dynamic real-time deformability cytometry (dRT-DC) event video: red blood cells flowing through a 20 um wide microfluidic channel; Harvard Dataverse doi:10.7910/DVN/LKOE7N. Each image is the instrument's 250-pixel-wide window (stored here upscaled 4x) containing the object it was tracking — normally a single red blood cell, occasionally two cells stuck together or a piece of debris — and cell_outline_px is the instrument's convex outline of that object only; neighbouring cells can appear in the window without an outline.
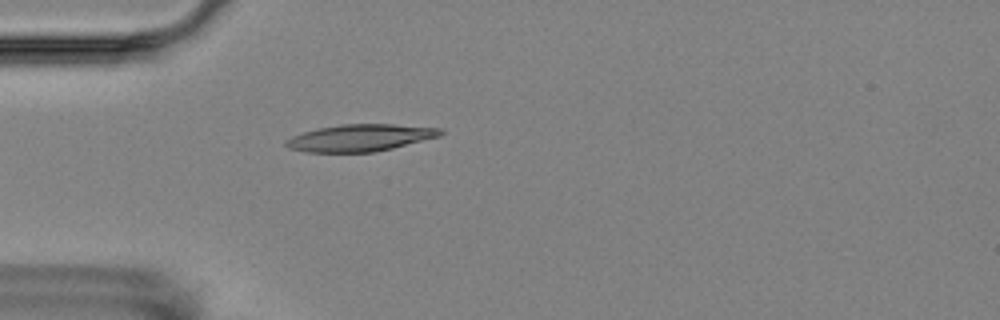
{"species": "Egyptian fruit bat (a non-hibernating species)", "species_latin": "Rousettus aegyptiacus", "temperature_condition": "room temperature", "stored_images_in_passage": 1, "camera_frame_rate_fps": 3000, "um_per_image_px": 0.085, "animal": {"sex": "female"}, "frame": {"image": 1, "passage_image": 1, "time_ms": 0.0, "image_size_px": [1000, 320], "cell_outline_px": [[444, 132], [440, 136], [392, 148], [372, 152], [304, 152], [288, 148], [284, 144], [284, 140], [292, 136], [316, 128], [340, 124], [392, 124], [440, 128]], "centroid_in_image_um": [30.56, 11.71], "position_along_channel_um": 54.4, "area_um2": 24.28}}